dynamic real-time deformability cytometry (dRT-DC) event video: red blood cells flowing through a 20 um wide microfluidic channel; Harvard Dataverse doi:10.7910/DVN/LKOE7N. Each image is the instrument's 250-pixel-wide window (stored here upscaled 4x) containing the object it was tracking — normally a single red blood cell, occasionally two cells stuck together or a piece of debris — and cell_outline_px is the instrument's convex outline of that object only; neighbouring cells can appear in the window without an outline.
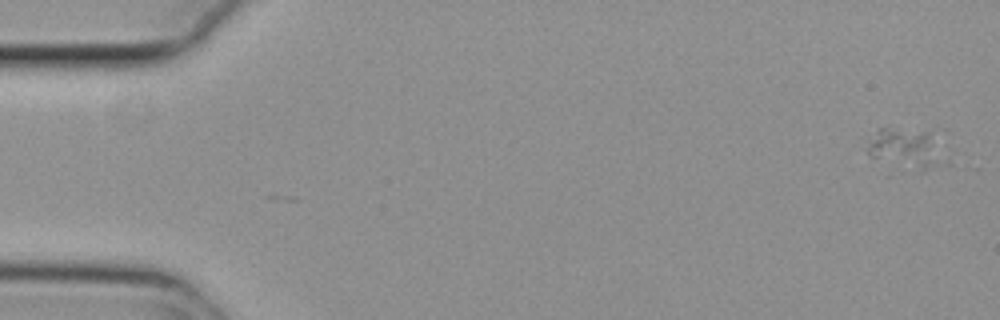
{"species": "common noctule bat (a hibernating species)", "species_latin": "Nyctalus noctula", "temperature_condition": "cold", "stored_images_in_passage": 2, "camera_frame_rate_fps": 3000, "um_per_image_px": 0.085, "animal": {"sex": "female", "body_mass_g": 29.2, "forearm_length_mm": 56.3}, "frame": {"image": 1, "passage_image": 2, "time_ms": 0.333, "image_size_px": [1000, 320], "cell_outline_px": [[928, 160], [924, 172], [872, 156], [868, 152], [868, 144], [876, 128], [888, 128], [928, 132]], "centroid_in_image_um": [76.56, 12.51], "position_along_channel_um": 8.4, "area_um2": 14.33}}